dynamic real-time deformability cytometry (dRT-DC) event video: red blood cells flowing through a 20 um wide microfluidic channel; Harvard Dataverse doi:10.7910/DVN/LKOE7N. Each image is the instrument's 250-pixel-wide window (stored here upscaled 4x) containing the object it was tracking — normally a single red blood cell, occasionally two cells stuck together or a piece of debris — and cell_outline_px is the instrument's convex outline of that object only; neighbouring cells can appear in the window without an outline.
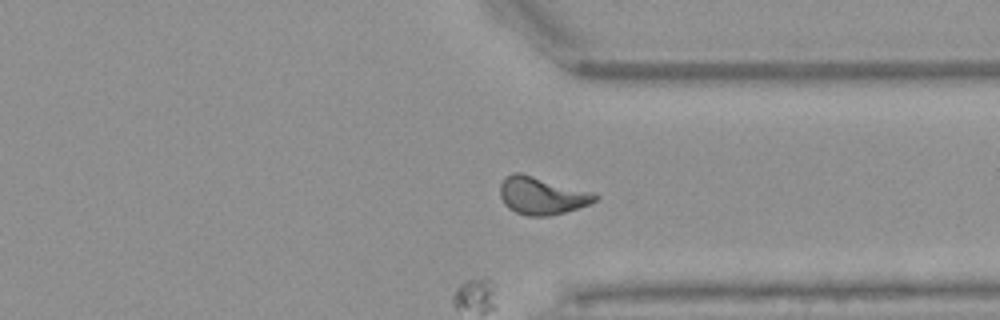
{"species": "Egyptian fruit bat (a non-hibernating species)", "species_latin": "Rousettus aegyptiacus", "temperature_condition": "warm", "stored_images_in_passage": 54, "camera_frame_rate_fps": 3000, "um_per_image_px": 0.085, "animal": {"sex": "female"}, "frame": {"image": 1, "passage_image": 41, "time_ms": 13.333, "image_size_px": [1000, 320], "cell_outline_px": [[600, 196], [596, 200], [588, 204], [564, 212], [548, 216], [528, 216], [516, 212], [508, 208], [504, 204], [500, 196], [500, 184], [504, 176], [512, 172], [520, 172], [592, 192]], "centroid_in_image_um": [46.0, 16.62], "position_along_channel_um": 365.4, "area_um2": 20.75}}
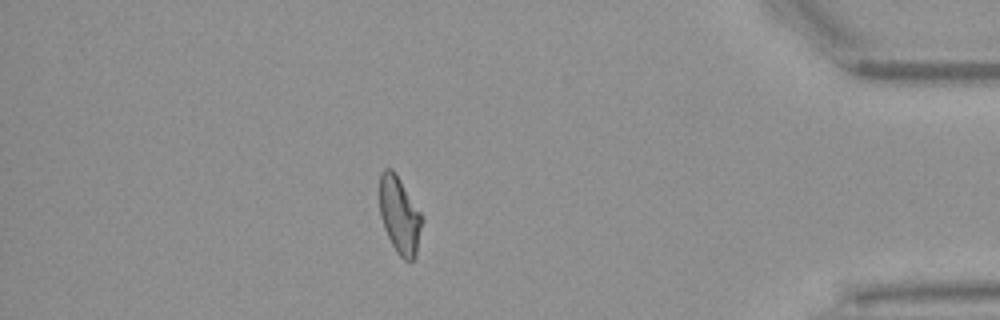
{"frame": {"image": 2, "passage_image": 47, "time_ms": 15.333, "image_size_px": [1000, 320], "cell_outline_px": [[424, 216], [416, 256], [412, 260], [404, 260], [396, 252], [384, 228], [380, 216], [380, 172], [384, 168], [392, 168], [396, 172]], "centroid_in_image_um": [33.98, 18.26], "position_along_channel_um": 401.2, "area_um2": 19.36}}